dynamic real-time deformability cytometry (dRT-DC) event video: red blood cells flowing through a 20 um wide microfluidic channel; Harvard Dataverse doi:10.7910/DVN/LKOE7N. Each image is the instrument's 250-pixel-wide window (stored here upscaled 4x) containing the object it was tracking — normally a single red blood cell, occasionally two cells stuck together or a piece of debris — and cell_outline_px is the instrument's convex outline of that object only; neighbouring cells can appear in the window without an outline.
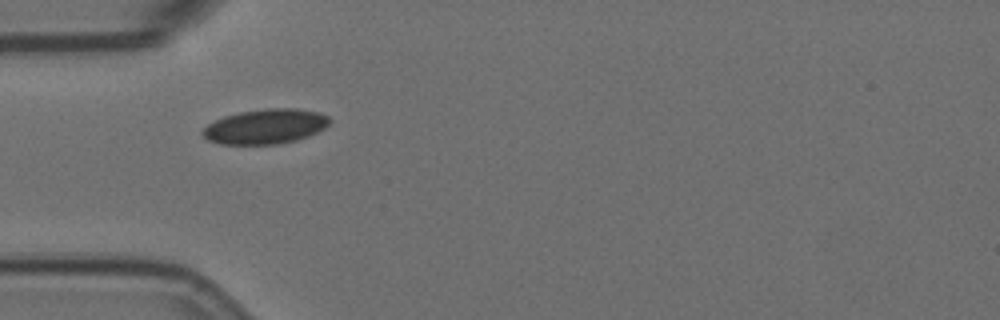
{"species": "Egyptian fruit bat (a non-hibernating species)", "species_latin": "Rousettus aegyptiacus", "temperature_condition": "room temperature", "stored_images_in_passage": 7, "camera_frame_rate_fps": 3000, "um_per_image_px": 0.085, "animal": {"sex": "female"}, "frame": {"image": 1, "passage_image": 6, "time_ms": 1.667, "image_size_px": [1000, 320], "cell_outline_px": [[332, 120], [324, 128], [308, 136], [296, 140], [276, 144], [220, 144], [208, 140], [200, 132], [208, 124], [224, 116], [240, 112], [268, 108], [296, 108], [320, 112], [328, 116]], "centroid_in_image_um": [22.57, 10.74], "position_along_channel_um": 62.4, "area_um2": 25.72}}
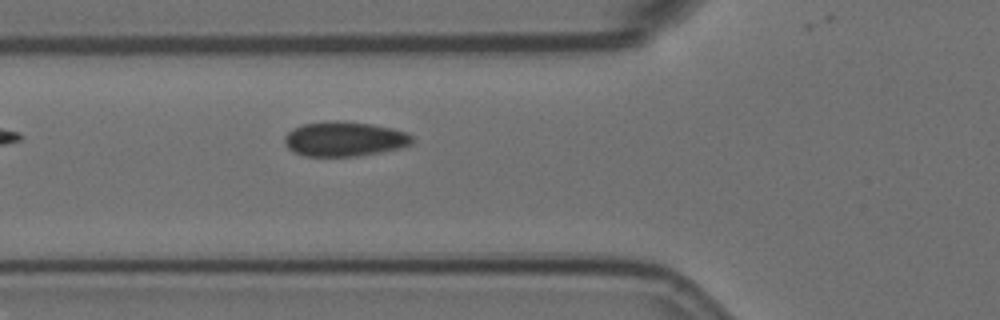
{"frame": {"image": 2, "passage_image": 7, "time_ms": 2.0, "image_size_px": [1000, 320], "cell_outline_px": [[412, 144], [400, 148], [360, 156], [304, 156], [288, 148], [284, 144], [284, 136], [292, 128], [304, 124], [332, 120], [336, 120], [372, 124], [392, 128], [408, 132], [412, 136]], "centroid_in_image_um": [29.28, 11.81], "position_along_channel_um": 96.5, "area_um2": 25.95}}